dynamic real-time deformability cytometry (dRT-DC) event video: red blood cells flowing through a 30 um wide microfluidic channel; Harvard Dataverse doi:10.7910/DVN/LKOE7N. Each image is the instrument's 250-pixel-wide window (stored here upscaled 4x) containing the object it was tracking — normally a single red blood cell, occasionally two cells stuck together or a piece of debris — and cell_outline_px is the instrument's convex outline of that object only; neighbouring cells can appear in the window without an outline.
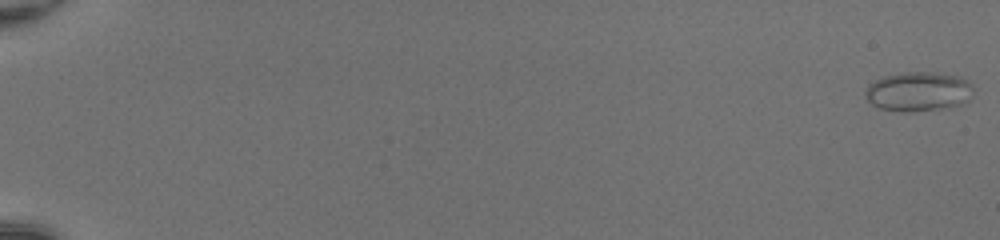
{"species": "common noctule bat (a hibernating species)", "species_latin": "Nyctalus noctula", "temperature_condition": "room temperature", "stored_images_in_passage": 23, "camera_frame_rate_fps": 3000, "um_per_image_px": 0.085, "animal": {"sex": "female", "body_mass_g": 20.0, "forearm_length_mm": 54.0}, "frame": {"image": 1, "passage_image": 1, "time_ms": 0.0, "image_size_px": [1000, 240], "cell_outline_px": [[976, 88], [972, 96], [964, 104], [952, 108], [912, 112], [900, 112], [880, 108], [872, 104], [864, 96], [864, 92], [868, 84], [884, 76], [904, 72], [936, 72], [960, 76], [968, 80]], "centroid_in_image_um": [78.13, 7.79], "position_along_channel_um": 6.9, "area_um2": 25.61}}
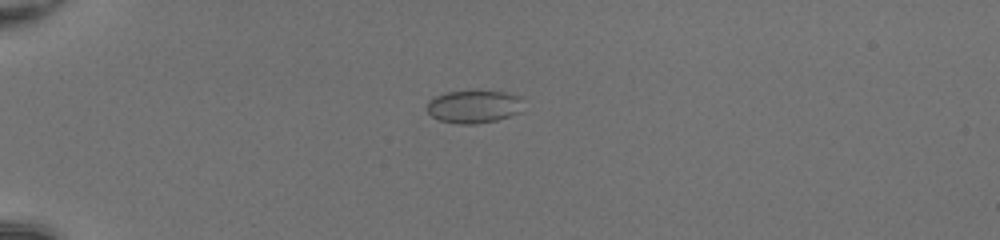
{"frame": {"image": 2, "passage_image": 16, "time_ms": 5.0, "image_size_px": [1000, 240], "cell_outline_px": [[524, 100], [520, 112], [496, 120], [476, 124], [460, 124], [440, 120], [432, 116], [424, 108], [428, 100], [432, 96], [448, 92], [476, 88], [508, 92], [524, 96]], "centroid_in_image_um": [40.29, 9.0], "position_along_channel_um": 44.7, "area_um2": 19.48}}